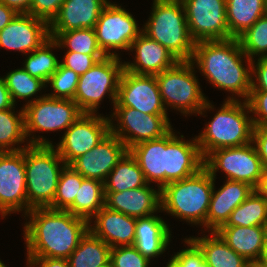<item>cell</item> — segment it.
I'll return each instance as SVG.
<instances>
[{
    "mask_svg": "<svg viewBox=\"0 0 267 267\" xmlns=\"http://www.w3.org/2000/svg\"><path fill=\"white\" fill-rule=\"evenodd\" d=\"M29 214V215H28ZM24 225L27 258L68 259L89 231V221L67 210L32 208Z\"/></svg>",
    "mask_w": 267,
    "mask_h": 267,
    "instance_id": "6da1fadb",
    "label": "cell"
},
{
    "mask_svg": "<svg viewBox=\"0 0 267 267\" xmlns=\"http://www.w3.org/2000/svg\"><path fill=\"white\" fill-rule=\"evenodd\" d=\"M243 57L249 68L242 64ZM191 62L214 87L237 94L243 101L249 98L252 60L242 51L238 38L195 43Z\"/></svg>",
    "mask_w": 267,
    "mask_h": 267,
    "instance_id": "7a4b0ae2",
    "label": "cell"
},
{
    "mask_svg": "<svg viewBox=\"0 0 267 267\" xmlns=\"http://www.w3.org/2000/svg\"><path fill=\"white\" fill-rule=\"evenodd\" d=\"M33 137L25 148L27 202L31 208L49 207L66 164L51 141Z\"/></svg>",
    "mask_w": 267,
    "mask_h": 267,
    "instance_id": "3957f363",
    "label": "cell"
},
{
    "mask_svg": "<svg viewBox=\"0 0 267 267\" xmlns=\"http://www.w3.org/2000/svg\"><path fill=\"white\" fill-rule=\"evenodd\" d=\"M215 179L203 167L196 174L166 184L160 189L161 210L206 227V217Z\"/></svg>",
    "mask_w": 267,
    "mask_h": 267,
    "instance_id": "277c9868",
    "label": "cell"
},
{
    "mask_svg": "<svg viewBox=\"0 0 267 267\" xmlns=\"http://www.w3.org/2000/svg\"><path fill=\"white\" fill-rule=\"evenodd\" d=\"M249 112L247 101L242 103L229 96L202 133L196 136L203 158L214 150L252 143L254 125L252 116L247 115Z\"/></svg>",
    "mask_w": 267,
    "mask_h": 267,
    "instance_id": "5b68a950",
    "label": "cell"
},
{
    "mask_svg": "<svg viewBox=\"0 0 267 267\" xmlns=\"http://www.w3.org/2000/svg\"><path fill=\"white\" fill-rule=\"evenodd\" d=\"M142 32L169 50L179 61H191L195 42L190 36L181 0H154Z\"/></svg>",
    "mask_w": 267,
    "mask_h": 267,
    "instance_id": "8992f818",
    "label": "cell"
},
{
    "mask_svg": "<svg viewBox=\"0 0 267 267\" xmlns=\"http://www.w3.org/2000/svg\"><path fill=\"white\" fill-rule=\"evenodd\" d=\"M195 65L191 61H178L173 67L155 75L163 105L172 106L185 116L203 114L206 109H214L202 93L194 74Z\"/></svg>",
    "mask_w": 267,
    "mask_h": 267,
    "instance_id": "52a82bcc",
    "label": "cell"
},
{
    "mask_svg": "<svg viewBox=\"0 0 267 267\" xmlns=\"http://www.w3.org/2000/svg\"><path fill=\"white\" fill-rule=\"evenodd\" d=\"M123 70L124 63L120 62L119 56H106L79 76L73 100L80 110L83 113H96L107 93L114 106Z\"/></svg>",
    "mask_w": 267,
    "mask_h": 267,
    "instance_id": "ba28073f",
    "label": "cell"
},
{
    "mask_svg": "<svg viewBox=\"0 0 267 267\" xmlns=\"http://www.w3.org/2000/svg\"><path fill=\"white\" fill-rule=\"evenodd\" d=\"M204 167L214 179L221 169L226 179L245 182L254 189L259 188L265 171L253 143L214 150L204 158Z\"/></svg>",
    "mask_w": 267,
    "mask_h": 267,
    "instance_id": "9c48e42d",
    "label": "cell"
},
{
    "mask_svg": "<svg viewBox=\"0 0 267 267\" xmlns=\"http://www.w3.org/2000/svg\"><path fill=\"white\" fill-rule=\"evenodd\" d=\"M25 135L38 131L68 129L82 114L74 100L57 99L46 94L28 100L23 106Z\"/></svg>",
    "mask_w": 267,
    "mask_h": 267,
    "instance_id": "30bf717a",
    "label": "cell"
},
{
    "mask_svg": "<svg viewBox=\"0 0 267 267\" xmlns=\"http://www.w3.org/2000/svg\"><path fill=\"white\" fill-rule=\"evenodd\" d=\"M113 110L115 112L110 118L115 116L118 124L116 127L113 118L110 119V132L117 136L128 150L140 142L159 139L172 129L167 115L146 114L122 106H114Z\"/></svg>",
    "mask_w": 267,
    "mask_h": 267,
    "instance_id": "8fae6325",
    "label": "cell"
},
{
    "mask_svg": "<svg viewBox=\"0 0 267 267\" xmlns=\"http://www.w3.org/2000/svg\"><path fill=\"white\" fill-rule=\"evenodd\" d=\"M98 45L106 56H117L110 50H129L131 43L142 33L133 15L121 6L109 2L94 27Z\"/></svg>",
    "mask_w": 267,
    "mask_h": 267,
    "instance_id": "7c38bea8",
    "label": "cell"
},
{
    "mask_svg": "<svg viewBox=\"0 0 267 267\" xmlns=\"http://www.w3.org/2000/svg\"><path fill=\"white\" fill-rule=\"evenodd\" d=\"M191 38L201 41L225 40L229 35L226 0H181Z\"/></svg>",
    "mask_w": 267,
    "mask_h": 267,
    "instance_id": "4fadbf2b",
    "label": "cell"
},
{
    "mask_svg": "<svg viewBox=\"0 0 267 267\" xmlns=\"http://www.w3.org/2000/svg\"><path fill=\"white\" fill-rule=\"evenodd\" d=\"M31 209L26 193L25 148L0 152V213L5 217L24 210L26 216Z\"/></svg>",
    "mask_w": 267,
    "mask_h": 267,
    "instance_id": "5bb4252c",
    "label": "cell"
},
{
    "mask_svg": "<svg viewBox=\"0 0 267 267\" xmlns=\"http://www.w3.org/2000/svg\"><path fill=\"white\" fill-rule=\"evenodd\" d=\"M110 133V119L83 113L64 133L56 150L66 165L87 153Z\"/></svg>",
    "mask_w": 267,
    "mask_h": 267,
    "instance_id": "9a60e30c",
    "label": "cell"
},
{
    "mask_svg": "<svg viewBox=\"0 0 267 267\" xmlns=\"http://www.w3.org/2000/svg\"><path fill=\"white\" fill-rule=\"evenodd\" d=\"M114 106L130 107L141 113L167 115L154 75L123 70Z\"/></svg>",
    "mask_w": 267,
    "mask_h": 267,
    "instance_id": "2e32d148",
    "label": "cell"
},
{
    "mask_svg": "<svg viewBox=\"0 0 267 267\" xmlns=\"http://www.w3.org/2000/svg\"><path fill=\"white\" fill-rule=\"evenodd\" d=\"M50 38L49 23L29 13H18L1 31L0 47L31 53Z\"/></svg>",
    "mask_w": 267,
    "mask_h": 267,
    "instance_id": "e0dca14e",
    "label": "cell"
},
{
    "mask_svg": "<svg viewBox=\"0 0 267 267\" xmlns=\"http://www.w3.org/2000/svg\"><path fill=\"white\" fill-rule=\"evenodd\" d=\"M127 151L125 144L110 132L94 148L80 155L69 165L84 178L97 179L104 183Z\"/></svg>",
    "mask_w": 267,
    "mask_h": 267,
    "instance_id": "ac0fdd59",
    "label": "cell"
},
{
    "mask_svg": "<svg viewBox=\"0 0 267 267\" xmlns=\"http://www.w3.org/2000/svg\"><path fill=\"white\" fill-rule=\"evenodd\" d=\"M108 0H65L49 23L50 37L74 29L94 28Z\"/></svg>",
    "mask_w": 267,
    "mask_h": 267,
    "instance_id": "d6986e66",
    "label": "cell"
},
{
    "mask_svg": "<svg viewBox=\"0 0 267 267\" xmlns=\"http://www.w3.org/2000/svg\"><path fill=\"white\" fill-rule=\"evenodd\" d=\"M133 49L136 51L135 63L124 62V69L135 74L155 76L179 61L169 50L143 32L131 43L129 50Z\"/></svg>",
    "mask_w": 267,
    "mask_h": 267,
    "instance_id": "ffe728a7",
    "label": "cell"
},
{
    "mask_svg": "<svg viewBox=\"0 0 267 267\" xmlns=\"http://www.w3.org/2000/svg\"><path fill=\"white\" fill-rule=\"evenodd\" d=\"M172 130L167 133L168 183L190 177L204 167L196 137L190 142L181 135V140Z\"/></svg>",
    "mask_w": 267,
    "mask_h": 267,
    "instance_id": "44dd1931",
    "label": "cell"
},
{
    "mask_svg": "<svg viewBox=\"0 0 267 267\" xmlns=\"http://www.w3.org/2000/svg\"><path fill=\"white\" fill-rule=\"evenodd\" d=\"M89 231L112 247L134 245L136 218L114 211L105 205L93 216Z\"/></svg>",
    "mask_w": 267,
    "mask_h": 267,
    "instance_id": "7402d4cb",
    "label": "cell"
},
{
    "mask_svg": "<svg viewBox=\"0 0 267 267\" xmlns=\"http://www.w3.org/2000/svg\"><path fill=\"white\" fill-rule=\"evenodd\" d=\"M146 184L122 192H105V206L135 218L148 217L161 211L160 189Z\"/></svg>",
    "mask_w": 267,
    "mask_h": 267,
    "instance_id": "603a6c76",
    "label": "cell"
},
{
    "mask_svg": "<svg viewBox=\"0 0 267 267\" xmlns=\"http://www.w3.org/2000/svg\"><path fill=\"white\" fill-rule=\"evenodd\" d=\"M211 195L206 217V228L216 232L225 225L232 211L239 206L254 190L249 184L240 181L226 180V183Z\"/></svg>",
    "mask_w": 267,
    "mask_h": 267,
    "instance_id": "cb8c5ba5",
    "label": "cell"
},
{
    "mask_svg": "<svg viewBox=\"0 0 267 267\" xmlns=\"http://www.w3.org/2000/svg\"><path fill=\"white\" fill-rule=\"evenodd\" d=\"M143 171L146 182H157L158 189L168 184L167 134L140 142L129 149Z\"/></svg>",
    "mask_w": 267,
    "mask_h": 267,
    "instance_id": "d4e9b609",
    "label": "cell"
},
{
    "mask_svg": "<svg viewBox=\"0 0 267 267\" xmlns=\"http://www.w3.org/2000/svg\"><path fill=\"white\" fill-rule=\"evenodd\" d=\"M169 226L161 217L136 218L134 247L149 260L163 254L171 239Z\"/></svg>",
    "mask_w": 267,
    "mask_h": 267,
    "instance_id": "484cf974",
    "label": "cell"
},
{
    "mask_svg": "<svg viewBox=\"0 0 267 267\" xmlns=\"http://www.w3.org/2000/svg\"><path fill=\"white\" fill-rule=\"evenodd\" d=\"M267 226H221L216 233L223 241L247 261L259 258Z\"/></svg>",
    "mask_w": 267,
    "mask_h": 267,
    "instance_id": "4316f807",
    "label": "cell"
},
{
    "mask_svg": "<svg viewBox=\"0 0 267 267\" xmlns=\"http://www.w3.org/2000/svg\"><path fill=\"white\" fill-rule=\"evenodd\" d=\"M210 235L189 238L202 252L209 267H246L247 260L230 248L216 232Z\"/></svg>",
    "mask_w": 267,
    "mask_h": 267,
    "instance_id": "83f0119b",
    "label": "cell"
},
{
    "mask_svg": "<svg viewBox=\"0 0 267 267\" xmlns=\"http://www.w3.org/2000/svg\"><path fill=\"white\" fill-rule=\"evenodd\" d=\"M266 14L265 0H226L229 35L238 38Z\"/></svg>",
    "mask_w": 267,
    "mask_h": 267,
    "instance_id": "f1b7e54d",
    "label": "cell"
},
{
    "mask_svg": "<svg viewBox=\"0 0 267 267\" xmlns=\"http://www.w3.org/2000/svg\"><path fill=\"white\" fill-rule=\"evenodd\" d=\"M147 184L136 158L128 150L104 182L105 192H122Z\"/></svg>",
    "mask_w": 267,
    "mask_h": 267,
    "instance_id": "f546056e",
    "label": "cell"
},
{
    "mask_svg": "<svg viewBox=\"0 0 267 267\" xmlns=\"http://www.w3.org/2000/svg\"><path fill=\"white\" fill-rule=\"evenodd\" d=\"M105 205L104 183L97 179L84 178L73 204L67 209L75 216L91 222L93 216Z\"/></svg>",
    "mask_w": 267,
    "mask_h": 267,
    "instance_id": "4dcf8cb0",
    "label": "cell"
},
{
    "mask_svg": "<svg viewBox=\"0 0 267 267\" xmlns=\"http://www.w3.org/2000/svg\"><path fill=\"white\" fill-rule=\"evenodd\" d=\"M223 226H267V198L258 190L237 206Z\"/></svg>",
    "mask_w": 267,
    "mask_h": 267,
    "instance_id": "1f68e13d",
    "label": "cell"
},
{
    "mask_svg": "<svg viewBox=\"0 0 267 267\" xmlns=\"http://www.w3.org/2000/svg\"><path fill=\"white\" fill-rule=\"evenodd\" d=\"M111 247L90 231L68 258L69 267H99L110 260Z\"/></svg>",
    "mask_w": 267,
    "mask_h": 267,
    "instance_id": "d6a6232c",
    "label": "cell"
},
{
    "mask_svg": "<svg viewBox=\"0 0 267 267\" xmlns=\"http://www.w3.org/2000/svg\"><path fill=\"white\" fill-rule=\"evenodd\" d=\"M14 108L0 110V152L20 151L27 147H15L28 138L25 135L24 108L18 115Z\"/></svg>",
    "mask_w": 267,
    "mask_h": 267,
    "instance_id": "836d02e7",
    "label": "cell"
},
{
    "mask_svg": "<svg viewBox=\"0 0 267 267\" xmlns=\"http://www.w3.org/2000/svg\"><path fill=\"white\" fill-rule=\"evenodd\" d=\"M56 47L62 48L54 38L50 37L40 47L29 53L28 58L25 59L23 68L31 76L47 83L60 64V61L51 50Z\"/></svg>",
    "mask_w": 267,
    "mask_h": 267,
    "instance_id": "e575fe53",
    "label": "cell"
},
{
    "mask_svg": "<svg viewBox=\"0 0 267 267\" xmlns=\"http://www.w3.org/2000/svg\"><path fill=\"white\" fill-rule=\"evenodd\" d=\"M84 177L70 165L62 169L53 203L49 208L67 210L74 202Z\"/></svg>",
    "mask_w": 267,
    "mask_h": 267,
    "instance_id": "d590c367",
    "label": "cell"
},
{
    "mask_svg": "<svg viewBox=\"0 0 267 267\" xmlns=\"http://www.w3.org/2000/svg\"><path fill=\"white\" fill-rule=\"evenodd\" d=\"M55 40L67 51L83 54H104L100 49L94 28L74 29L61 32Z\"/></svg>",
    "mask_w": 267,
    "mask_h": 267,
    "instance_id": "8d00e7d4",
    "label": "cell"
},
{
    "mask_svg": "<svg viewBox=\"0 0 267 267\" xmlns=\"http://www.w3.org/2000/svg\"><path fill=\"white\" fill-rule=\"evenodd\" d=\"M4 80L14 104L16 98L28 99L47 86L43 80L31 76L24 68L9 72Z\"/></svg>",
    "mask_w": 267,
    "mask_h": 267,
    "instance_id": "74e56055",
    "label": "cell"
},
{
    "mask_svg": "<svg viewBox=\"0 0 267 267\" xmlns=\"http://www.w3.org/2000/svg\"><path fill=\"white\" fill-rule=\"evenodd\" d=\"M238 40L245 55L253 60L254 56L267 57V14L260 17Z\"/></svg>",
    "mask_w": 267,
    "mask_h": 267,
    "instance_id": "f35d334b",
    "label": "cell"
},
{
    "mask_svg": "<svg viewBox=\"0 0 267 267\" xmlns=\"http://www.w3.org/2000/svg\"><path fill=\"white\" fill-rule=\"evenodd\" d=\"M78 81L79 75L72 69L64 67L60 63L58 69L53 73L46 83L51 85L54 93L46 95L57 99L73 100Z\"/></svg>",
    "mask_w": 267,
    "mask_h": 267,
    "instance_id": "ab89813d",
    "label": "cell"
},
{
    "mask_svg": "<svg viewBox=\"0 0 267 267\" xmlns=\"http://www.w3.org/2000/svg\"><path fill=\"white\" fill-rule=\"evenodd\" d=\"M110 260L113 267H148L150 263L133 245L112 247Z\"/></svg>",
    "mask_w": 267,
    "mask_h": 267,
    "instance_id": "60d3db41",
    "label": "cell"
},
{
    "mask_svg": "<svg viewBox=\"0 0 267 267\" xmlns=\"http://www.w3.org/2000/svg\"><path fill=\"white\" fill-rule=\"evenodd\" d=\"M188 248L177 252L166 267H209L204 262V257L199 248L188 238H185Z\"/></svg>",
    "mask_w": 267,
    "mask_h": 267,
    "instance_id": "b9f144b4",
    "label": "cell"
},
{
    "mask_svg": "<svg viewBox=\"0 0 267 267\" xmlns=\"http://www.w3.org/2000/svg\"><path fill=\"white\" fill-rule=\"evenodd\" d=\"M105 54H83L74 51H67L63 61L60 63L72 69L79 76L93 67L99 60L105 58Z\"/></svg>",
    "mask_w": 267,
    "mask_h": 267,
    "instance_id": "7bdbcfd3",
    "label": "cell"
},
{
    "mask_svg": "<svg viewBox=\"0 0 267 267\" xmlns=\"http://www.w3.org/2000/svg\"><path fill=\"white\" fill-rule=\"evenodd\" d=\"M247 103L256 115L252 117L254 127L267 126V91H251Z\"/></svg>",
    "mask_w": 267,
    "mask_h": 267,
    "instance_id": "ee69618b",
    "label": "cell"
},
{
    "mask_svg": "<svg viewBox=\"0 0 267 267\" xmlns=\"http://www.w3.org/2000/svg\"><path fill=\"white\" fill-rule=\"evenodd\" d=\"M65 0H31L29 14L50 23Z\"/></svg>",
    "mask_w": 267,
    "mask_h": 267,
    "instance_id": "f6af8a7d",
    "label": "cell"
},
{
    "mask_svg": "<svg viewBox=\"0 0 267 267\" xmlns=\"http://www.w3.org/2000/svg\"><path fill=\"white\" fill-rule=\"evenodd\" d=\"M251 76H253L251 78L256 77L257 82L251 79V91H267V57H259L256 63L255 60H252Z\"/></svg>",
    "mask_w": 267,
    "mask_h": 267,
    "instance_id": "bcb514c9",
    "label": "cell"
},
{
    "mask_svg": "<svg viewBox=\"0 0 267 267\" xmlns=\"http://www.w3.org/2000/svg\"><path fill=\"white\" fill-rule=\"evenodd\" d=\"M252 143L262 161L264 170H267V126L254 127Z\"/></svg>",
    "mask_w": 267,
    "mask_h": 267,
    "instance_id": "7dc6e473",
    "label": "cell"
},
{
    "mask_svg": "<svg viewBox=\"0 0 267 267\" xmlns=\"http://www.w3.org/2000/svg\"><path fill=\"white\" fill-rule=\"evenodd\" d=\"M27 264L29 267H69L68 259L59 258H27Z\"/></svg>",
    "mask_w": 267,
    "mask_h": 267,
    "instance_id": "c3c4849f",
    "label": "cell"
},
{
    "mask_svg": "<svg viewBox=\"0 0 267 267\" xmlns=\"http://www.w3.org/2000/svg\"><path fill=\"white\" fill-rule=\"evenodd\" d=\"M14 106L4 77H0V110L13 108Z\"/></svg>",
    "mask_w": 267,
    "mask_h": 267,
    "instance_id": "681fc988",
    "label": "cell"
},
{
    "mask_svg": "<svg viewBox=\"0 0 267 267\" xmlns=\"http://www.w3.org/2000/svg\"><path fill=\"white\" fill-rule=\"evenodd\" d=\"M18 13L0 1V31L17 15Z\"/></svg>",
    "mask_w": 267,
    "mask_h": 267,
    "instance_id": "f907efd6",
    "label": "cell"
},
{
    "mask_svg": "<svg viewBox=\"0 0 267 267\" xmlns=\"http://www.w3.org/2000/svg\"><path fill=\"white\" fill-rule=\"evenodd\" d=\"M8 7L14 9L17 13H29L31 0H0Z\"/></svg>",
    "mask_w": 267,
    "mask_h": 267,
    "instance_id": "816d5d0a",
    "label": "cell"
},
{
    "mask_svg": "<svg viewBox=\"0 0 267 267\" xmlns=\"http://www.w3.org/2000/svg\"><path fill=\"white\" fill-rule=\"evenodd\" d=\"M258 190L267 198V170L264 171V175Z\"/></svg>",
    "mask_w": 267,
    "mask_h": 267,
    "instance_id": "f5cc1de1",
    "label": "cell"
},
{
    "mask_svg": "<svg viewBox=\"0 0 267 267\" xmlns=\"http://www.w3.org/2000/svg\"><path fill=\"white\" fill-rule=\"evenodd\" d=\"M246 267H267V264L260 258L252 259L247 261Z\"/></svg>",
    "mask_w": 267,
    "mask_h": 267,
    "instance_id": "db71d44e",
    "label": "cell"
},
{
    "mask_svg": "<svg viewBox=\"0 0 267 267\" xmlns=\"http://www.w3.org/2000/svg\"><path fill=\"white\" fill-rule=\"evenodd\" d=\"M259 258L267 264V232L265 235L262 252Z\"/></svg>",
    "mask_w": 267,
    "mask_h": 267,
    "instance_id": "11a10c76",
    "label": "cell"
},
{
    "mask_svg": "<svg viewBox=\"0 0 267 267\" xmlns=\"http://www.w3.org/2000/svg\"><path fill=\"white\" fill-rule=\"evenodd\" d=\"M99 267H113V264H112L111 260H109L106 264L99 266Z\"/></svg>",
    "mask_w": 267,
    "mask_h": 267,
    "instance_id": "9f6ffc18",
    "label": "cell"
},
{
    "mask_svg": "<svg viewBox=\"0 0 267 267\" xmlns=\"http://www.w3.org/2000/svg\"><path fill=\"white\" fill-rule=\"evenodd\" d=\"M0 267H6L4 263L0 260Z\"/></svg>",
    "mask_w": 267,
    "mask_h": 267,
    "instance_id": "6f0895ef",
    "label": "cell"
}]
</instances>
